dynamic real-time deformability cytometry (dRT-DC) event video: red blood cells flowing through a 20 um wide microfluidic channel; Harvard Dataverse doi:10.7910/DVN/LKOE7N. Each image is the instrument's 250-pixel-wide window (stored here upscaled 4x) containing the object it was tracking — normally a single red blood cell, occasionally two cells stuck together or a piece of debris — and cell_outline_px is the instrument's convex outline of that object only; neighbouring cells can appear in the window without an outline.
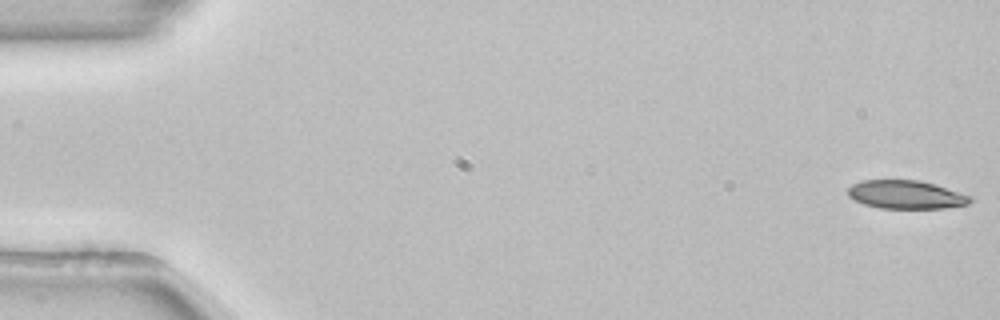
{"species": "common noctule bat (a hibernating species)", "species_latin": "Nyctalus noctula", "temperature_condition": "room temperature", "stored_images_in_passage": 17, "camera_frame_rate_fps": 3000, "um_per_image_px": 0.085, "animal": {"sex": "female", "body_mass_g": 22.7, "forearm_length_mm": 54.2}, "frame": {"image": 1, "passage_image": 1, "time_ms": 0.0, "image_size_px": [1000, 320], "cell_outline_px": [[972, 200], [968, 204], [944, 208], [880, 208], [864, 204], [848, 196], [848, 188], [852, 184], [864, 180], [920, 180], [936, 184], [972, 196]], "centroid_in_image_um": [77.03, 16.54], "position_along_channel_um": 8.0, "area_um2": 20.23}}
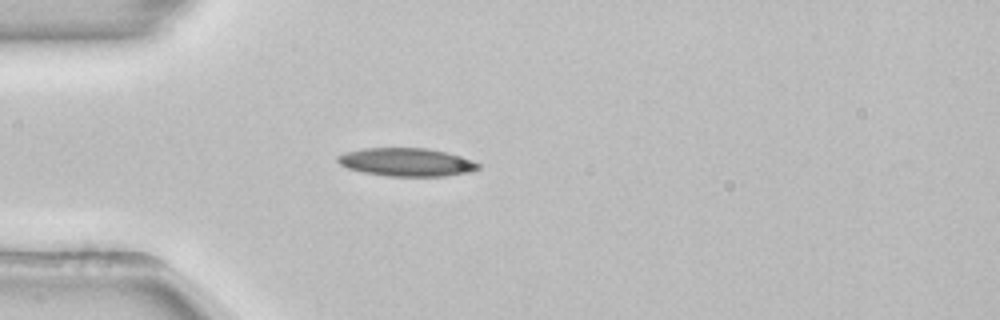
{"frame": {"image": 2, "passage_image": 15, "time_ms": 4.667, "image_size_px": [1000, 320], "cell_outline_px": [[480, 168], [464, 172], [444, 176], [388, 176], [364, 172], [348, 168], [340, 164], [336, 160], [336, 156], [344, 152], [364, 148], [428, 148], [448, 152], [472, 160], [480, 164]], "centroid_in_image_um": [34.52, 13.77], "position_along_channel_um": 50.5, "area_um2": 23.0}}